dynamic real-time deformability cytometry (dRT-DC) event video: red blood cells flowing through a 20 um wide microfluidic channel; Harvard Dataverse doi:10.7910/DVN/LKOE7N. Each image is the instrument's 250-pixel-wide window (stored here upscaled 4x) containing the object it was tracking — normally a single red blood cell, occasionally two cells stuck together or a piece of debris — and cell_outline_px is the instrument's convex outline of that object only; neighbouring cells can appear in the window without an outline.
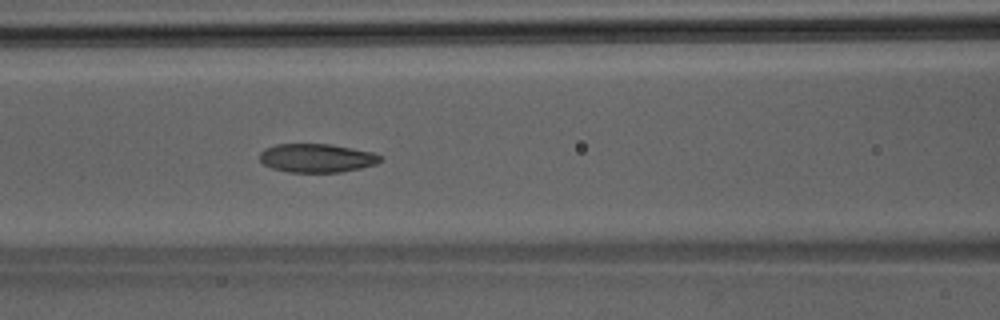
{"species": "Egyptian fruit bat (a non-hibernating species)", "species_latin": "Rousettus aegyptiacus", "temperature_condition": "room temperature", "stored_images_in_passage": 45, "camera_frame_rate_fps": 3000, "um_per_image_px": 0.085, "animal": {"sex": "male"}, "frame": {"image": 1, "passage_image": 20, "time_ms": 6.333, "image_size_px": [1000, 320], "cell_outline_px": [[384, 160], [376, 164], [360, 168], [340, 172], [288, 172], [272, 168], [264, 164], [260, 160], [260, 152], [264, 148], [276, 144], [328, 144], [352, 148], [372, 152], [380, 156]], "centroid_in_image_um": [26.91, 13.43], "position_along_channel_um": 139.7, "area_um2": 20.11}}
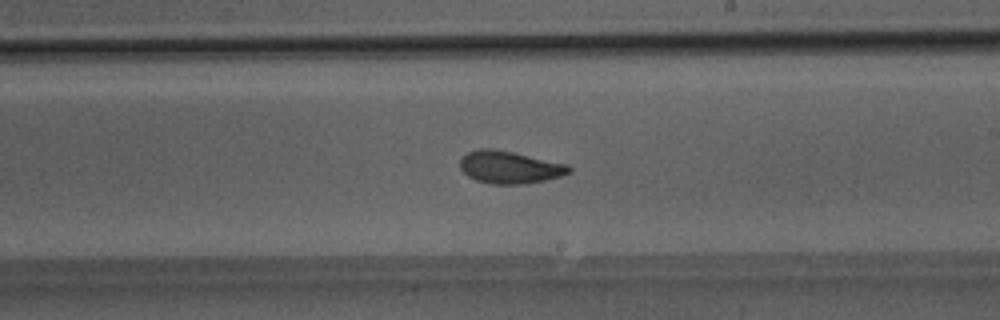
{"frame": {"image": 2, "passage_image": 27, "time_ms": 8.667, "image_size_px": [1000, 320], "cell_outline_px": [[572, 172], [560, 176], [544, 180], [520, 184], [492, 184], [476, 180], [468, 176], [460, 168], [460, 160], [468, 152], [480, 148], [492, 148], [512, 152], [568, 164], [572, 168]], "centroid_in_image_um": [43.32, 14.21], "position_along_channel_um": 245.7, "area_um2": 20.46}}
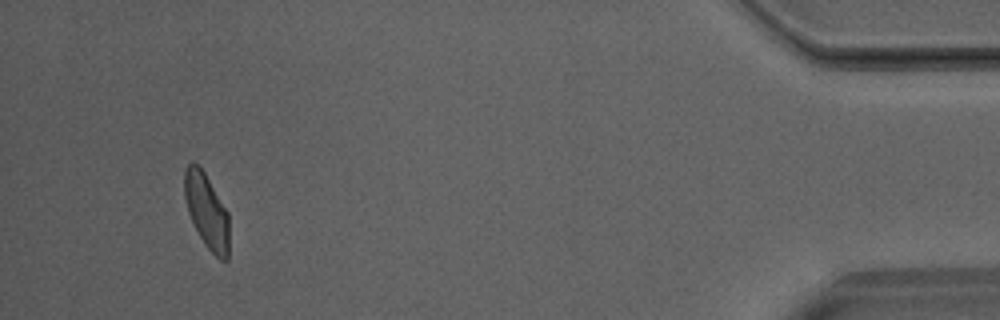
{"frame": {"image": 3, "passage_image": 43, "time_ms": 14.0, "image_size_px": [1000, 320], "cell_outline_px": [[228, 260], [220, 260], [204, 244], [188, 212], [184, 196], [184, 168], [192, 160], [200, 164], [228, 212]], "centroid_in_image_um": [17.55, 17.87], "position_along_channel_um": 417.7, "area_um2": 19.54}}